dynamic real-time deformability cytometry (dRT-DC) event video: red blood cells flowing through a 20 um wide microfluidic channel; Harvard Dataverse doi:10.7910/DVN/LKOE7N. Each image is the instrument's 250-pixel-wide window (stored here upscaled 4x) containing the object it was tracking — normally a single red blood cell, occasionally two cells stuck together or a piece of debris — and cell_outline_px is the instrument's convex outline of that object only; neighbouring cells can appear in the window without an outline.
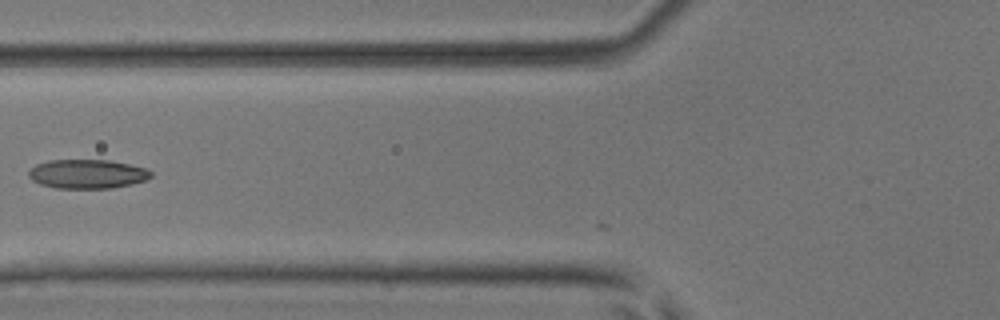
{"species": "common noctule bat (a hibernating species)", "species_latin": "Nyctalus noctula", "temperature_condition": "room temperature", "stored_images_in_passage": 4, "camera_frame_rate_fps": 3000, "um_per_image_px": 0.085, "animal": {"sex": "male", "body_mass_g": 17.9, "forearm_length_mm": 54.2}, "frame": {"image": 1, "passage_image": 4, "time_ms": 1.0, "image_size_px": [1000, 320], "cell_outline_px": [[152, 176], [148, 180], [132, 184], [112, 188], [56, 188], [40, 184], [32, 180], [28, 176], [28, 172], [36, 164], [48, 160], [108, 160], [128, 164], [144, 168], [152, 172]], "centroid_in_image_um": [7.42, 14.79], "position_along_channel_um": 118.4, "area_um2": 20.75}}